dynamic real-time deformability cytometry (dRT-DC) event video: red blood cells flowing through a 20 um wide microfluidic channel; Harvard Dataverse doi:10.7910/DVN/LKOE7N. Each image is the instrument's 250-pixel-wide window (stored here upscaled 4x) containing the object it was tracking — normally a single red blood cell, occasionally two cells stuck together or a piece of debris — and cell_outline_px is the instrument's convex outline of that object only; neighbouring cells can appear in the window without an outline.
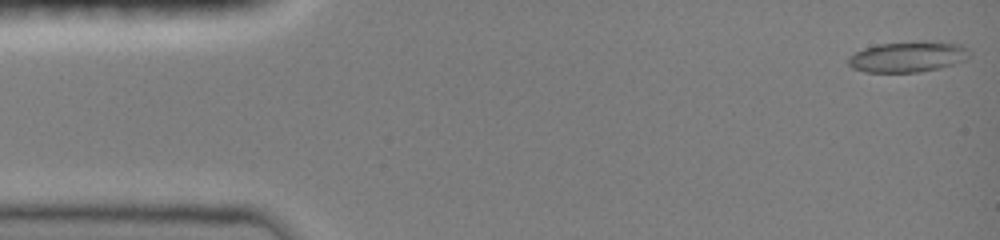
{"species": "common noctule bat (a hibernating species)", "species_latin": "Nyctalus noctula", "temperature_condition": "room temperature", "stored_images_in_passage": 6, "camera_frame_rate_fps": 3000, "um_per_image_px": 0.085, "animal": {"sex": "female", "body_mass_g": 19.0, "forearm_length_mm": 51.5}, "frame": {"image": 1, "passage_image": 1, "time_ms": 0.0, "image_size_px": [1000, 240], "cell_outline_px": [[972, 56], [964, 60], [940, 68], [916, 72], [864, 72], [852, 68], [848, 64], [848, 56], [864, 48], [880, 44], [920, 40], [924, 40], [960, 44], [972, 52]], "centroid_in_image_um": [77.19, 4.81], "position_along_channel_um": 7.8, "area_um2": 21.91}}
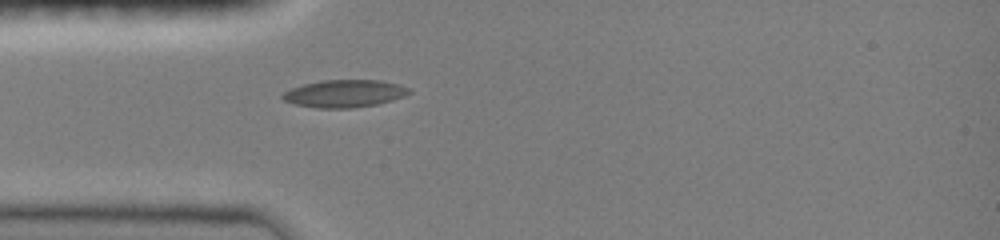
{"frame": {"image": 2, "passage_image": 6, "time_ms": 4.0, "image_size_px": [1000, 240], "cell_outline_px": [[412, 92], [404, 96], [392, 100], [376, 104], [352, 108], [316, 108], [296, 104], [284, 100], [280, 96], [284, 92], [292, 88], [304, 84], [324, 80], [380, 80], [396, 84], [408, 88]], "centroid_in_image_um": [29.27, 7.95], "position_along_channel_um": 55.7, "area_um2": 20.06}}